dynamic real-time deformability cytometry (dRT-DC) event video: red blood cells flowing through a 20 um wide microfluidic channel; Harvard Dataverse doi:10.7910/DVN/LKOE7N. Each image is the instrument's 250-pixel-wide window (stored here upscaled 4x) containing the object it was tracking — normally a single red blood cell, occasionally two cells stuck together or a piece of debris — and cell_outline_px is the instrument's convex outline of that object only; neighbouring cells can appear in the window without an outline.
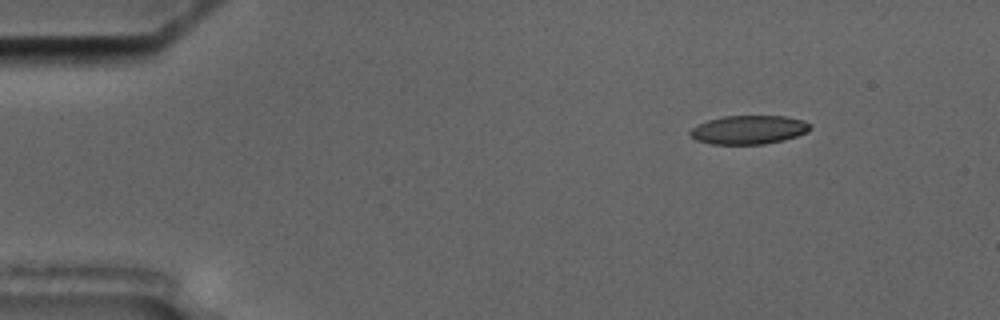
{"species": "common noctule bat (a hibernating species)", "species_latin": "Nyctalus noctula", "temperature_condition": "cold", "stored_images_in_passage": 7, "camera_frame_rate_fps": 3000, "um_per_image_px": 0.085, "animal": {"sex": "male", "body_mass_g": 17.5, "forearm_length_mm": 52.3}, "frame": {"image": 1, "passage_image": 2, "time_ms": 1.333, "image_size_px": [1000, 320], "cell_outline_px": [[812, 128], [808, 132], [784, 140], [764, 144], [712, 144], [696, 140], [688, 132], [696, 124], [708, 120], [724, 116], [784, 116], [804, 120], [812, 124]], "centroid_in_image_um": [63.67, 11.03], "position_along_channel_um": 21.3, "area_um2": 20.23}}
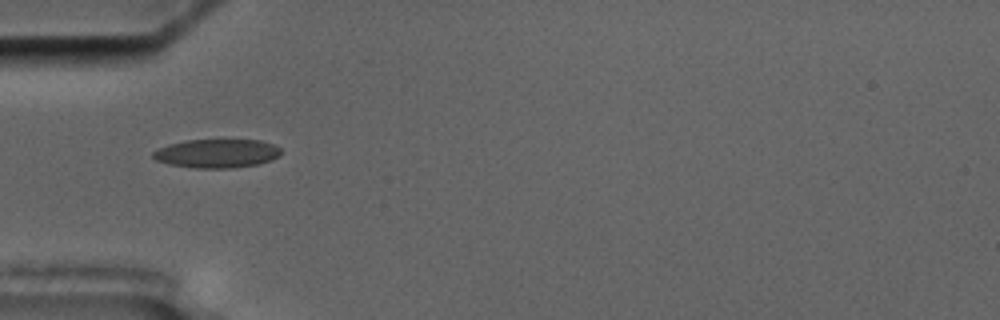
{"frame": {"image": 2, "passage_image": 5, "time_ms": 5.0, "image_size_px": [1000, 320], "cell_outline_px": [[280, 156], [272, 160], [260, 164], [232, 168], [196, 168], [168, 164], [156, 160], [152, 156], [152, 152], [168, 144], [184, 140], [260, 140], [276, 144], [280, 148]], "centroid_in_image_um": [18.46, 13.04], "position_along_channel_um": 66.5, "area_um2": 21.62}}